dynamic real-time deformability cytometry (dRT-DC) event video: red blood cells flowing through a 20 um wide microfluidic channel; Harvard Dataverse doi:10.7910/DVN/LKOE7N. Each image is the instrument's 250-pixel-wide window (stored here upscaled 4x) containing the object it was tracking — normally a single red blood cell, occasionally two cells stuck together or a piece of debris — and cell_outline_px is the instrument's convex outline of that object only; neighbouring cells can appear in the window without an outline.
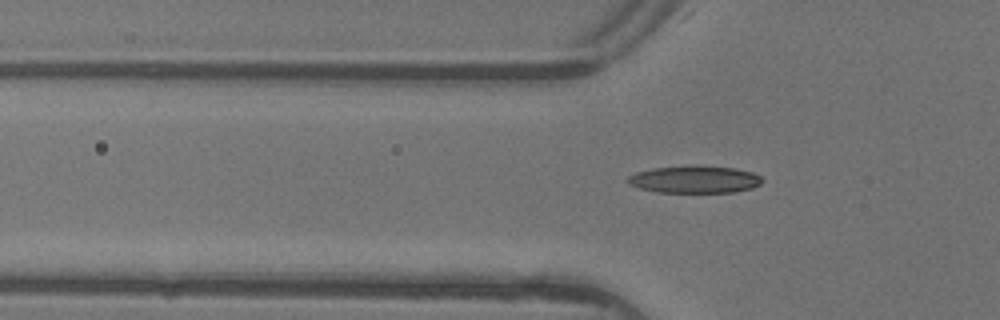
{"species": "common noctule bat (a hibernating species)", "species_latin": "Nyctalus noctula", "temperature_condition": "warm", "stored_images_in_passage": 5, "camera_frame_rate_fps": 3000, "um_per_image_px": 0.085, "animal": {"sex": "female"}, "frame": {"image": 1, "passage_image": 5, "time_ms": 1.333, "image_size_px": [1000, 320], "cell_outline_px": [[764, 180], [760, 184], [752, 188], [732, 192], [656, 192], [640, 188], [628, 184], [624, 180], [628, 176], [636, 172], [652, 168], [700, 164], [736, 168], [752, 172], [760, 176]], "centroid_in_image_um": [59.02, 15.23], "position_along_channel_um": 66.8, "area_um2": 21.79}}